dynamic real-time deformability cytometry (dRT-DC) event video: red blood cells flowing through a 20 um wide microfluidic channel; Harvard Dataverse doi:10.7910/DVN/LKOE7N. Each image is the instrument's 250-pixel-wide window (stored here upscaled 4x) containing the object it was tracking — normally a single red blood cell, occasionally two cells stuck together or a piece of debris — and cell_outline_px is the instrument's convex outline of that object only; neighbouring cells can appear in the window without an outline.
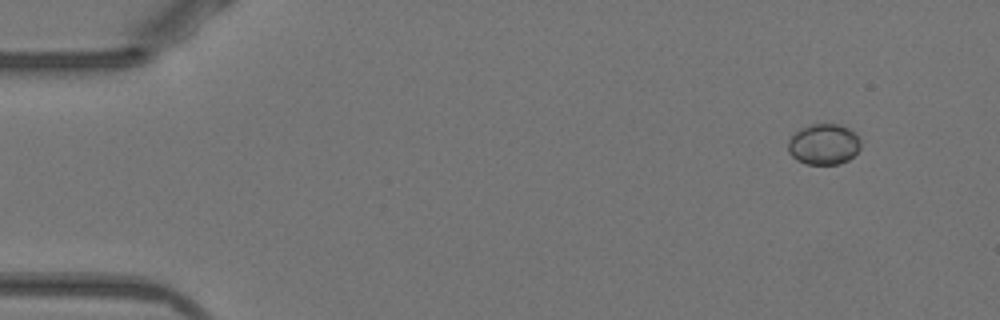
{"species": "Egyptian fruit bat (a non-hibernating species)", "species_latin": "Rousettus aegyptiacus", "temperature_condition": "warm", "stored_images_in_passage": 48, "camera_frame_rate_fps": 3000, "um_per_image_px": 0.085, "animal": {"sex": "female"}, "frame": {"image": 1, "passage_image": 1, "time_ms": 0.0, "image_size_px": [1000, 320], "cell_outline_px": [[860, 148], [848, 160], [840, 164], [804, 164], [796, 160], [788, 152], [788, 140], [800, 128], [812, 124], [840, 124], [848, 128], [860, 140]], "centroid_in_image_um": [69.99, 12.27], "position_along_channel_um": 15.0, "area_um2": 17.22}}
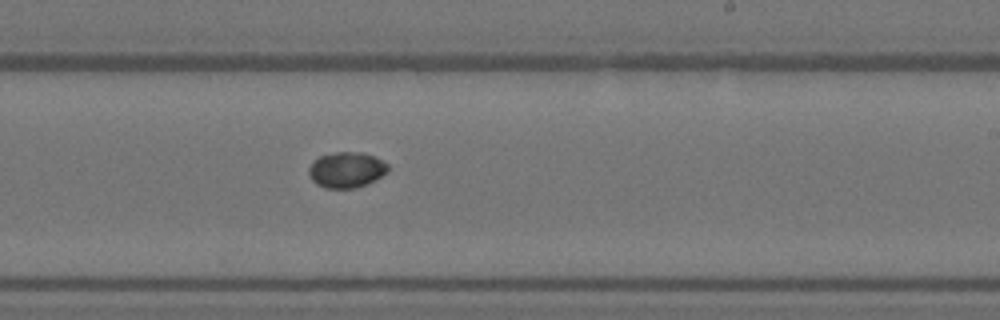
{"frame": {"image": 2, "passage_image": 28, "time_ms": 9.0, "image_size_px": [1000, 320], "cell_outline_px": [[388, 172], [376, 180], [368, 184], [356, 188], [324, 188], [316, 184], [308, 176], [308, 168], [320, 156], [336, 152], [360, 152], [376, 156], [388, 164]], "centroid_in_image_um": [29.47, 14.45], "position_along_channel_um": 259.5, "area_um2": 16.65}}
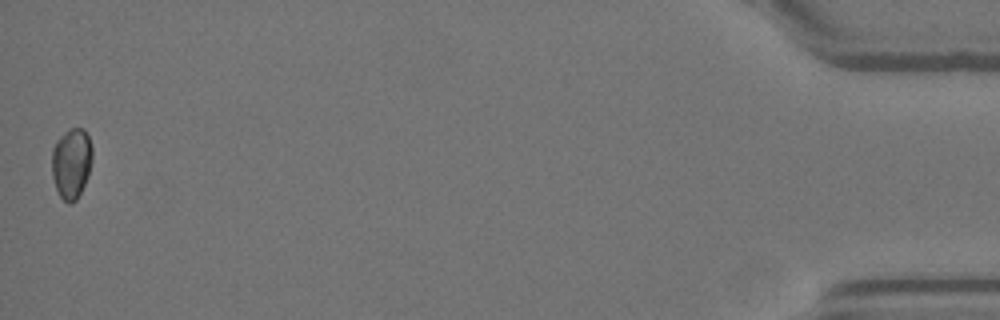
{"frame": {"image": 3, "passage_image": 48, "time_ms": 15.667, "image_size_px": [1000, 320], "cell_outline_px": [[92, 160], [88, 176], [76, 200], [72, 204], [68, 204], [60, 196], [56, 188], [52, 176], [52, 148], [56, 140], [68, 128], [84, 128], [88, 136], [92, 148]], "centroid_in_image_um": [6.07, 13.85], "position_along_channel_um": 429.1, "area_um2": 16.76}, "authors_computed_cell_mechanics": {"area_um2": 16.6175, "velocity_mm_per_s": 3.9368, "shape_relaxation_time_tau1_ms": 2.7004, "shape_relaxation_time_tau2_ms": null, "deformation_change_tau1": 0.0408, "deformation_change_tau2": null}}